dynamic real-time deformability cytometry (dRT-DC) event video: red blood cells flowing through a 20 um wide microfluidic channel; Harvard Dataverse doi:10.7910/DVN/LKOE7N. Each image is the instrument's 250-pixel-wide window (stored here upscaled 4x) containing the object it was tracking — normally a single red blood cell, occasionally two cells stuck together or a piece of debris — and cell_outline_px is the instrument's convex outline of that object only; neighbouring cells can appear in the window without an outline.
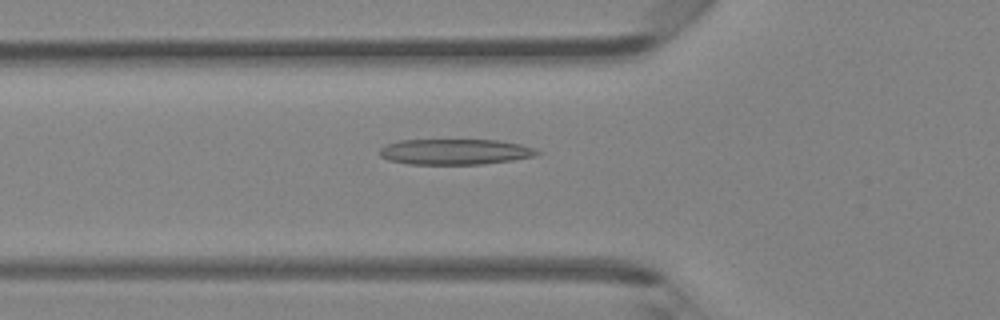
{"species": "Egyptian fruit bat (a non-hibernating species)", "species_latin": "Rousettus aegyptiacus", "temperature_condition": "room temperature", "stored_images_in_passage": 38, "camera_frame_rate_fps": 3000, "um_per_image_px": 0.085, "animal": {"sex": "female"}, "frame": {"image": 1, "passage_image": 9, "time_ms": 2.667, "image_size_px": [1000, 320], "cell_outline_px": [[544, 152], [536, 156], [512, 160], [484, 164], [408, 164], [388, 160], [380, 156], [380, 148], [388, 144], [400, 140], [496, 140], [520, 144]], "centroid_in_image_um": [38.7, 12.9], "position_along_channel_um": 87.1, "area_um2": 23.52}}
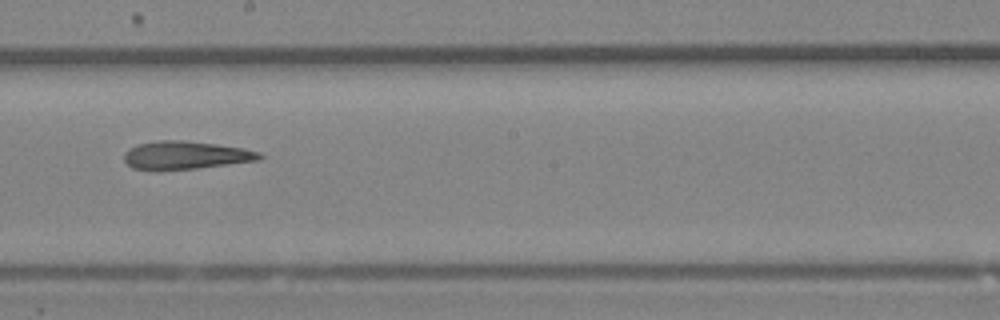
{"frame": {"image": 2, "passage_image": 19, "time_ms": 6.0, "image_size_px": [1000, 320], "cell_outline_px": [[264, 156], [260, 160], [196, 168], [156, 172], [132, 168], [124, 160], [124, 152], [128, 148], [136, 144], [160, 140], [184, 140], [216, 144], [244, 148], [260, 152]], "centroid_in_image_um": [15.72, 13.21], "position_along_channel_um": 232.5, "area_um2": 22.66}}
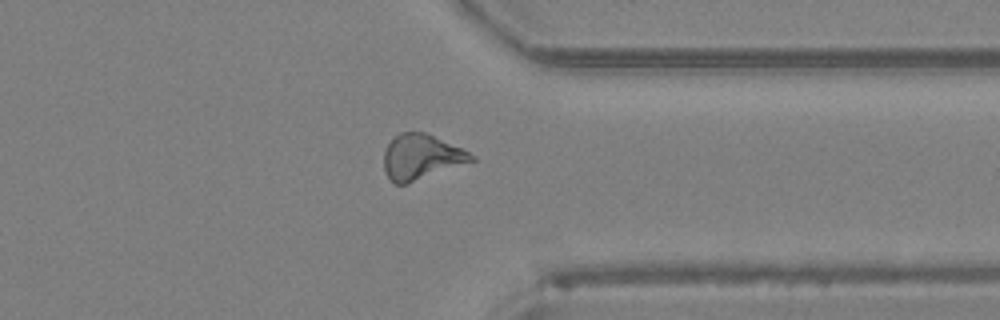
{"frame": {"image": 3, "passage_image": 29, "time_ms": 9.333, "image_size_px": [1000, 320], "cell_outline_px": [[476, 160], [408, 184], [396, 184], [384, 172], [384, 152], [388, 144], [400, 132], [424, 132], [460, 148], [476, 156]], "centroid_in_image_um": [35.8, 13.36], "position_along_channel_um": 375.6, "area_um2": 22.77}}